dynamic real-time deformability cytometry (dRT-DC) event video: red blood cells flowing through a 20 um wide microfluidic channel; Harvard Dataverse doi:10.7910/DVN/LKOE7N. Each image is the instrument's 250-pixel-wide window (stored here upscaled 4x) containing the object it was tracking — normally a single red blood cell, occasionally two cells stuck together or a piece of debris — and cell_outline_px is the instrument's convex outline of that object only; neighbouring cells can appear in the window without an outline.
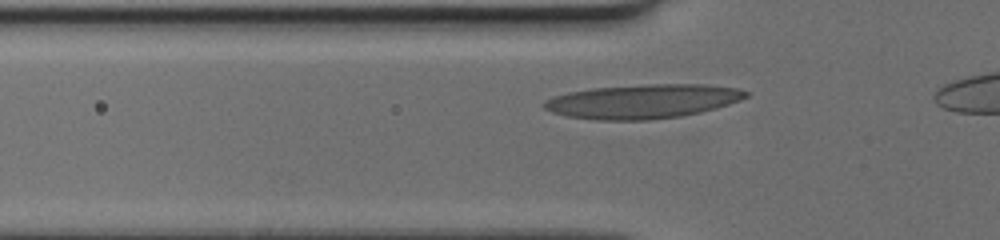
{"species": "human", "species_latin": "Homo sapiens", "temperature_condition": "cold", "stored_images_in_passage": 28, "camera_frame_rate_fps": 3000, "um_per_image_px": 0.085, "donor": {"sex": "female"}, "frame": {"image": 1, "passage_image": 3, "time_ms": 0.667, "image_size_px": [1000, 240], "cell_outline_px": [[748, 96], [740, 100], [716, 108], [700, 112], [680, 116], [648, 120], [596, 120], [568, 116], [552, 112], [544, 108], [544, 100], [552, 96], [568, 92], [592, 88], [648, 84], [700, 84], [736, 88], [748, 92]], "centroid_in_image_um": [54.6, 8.61], "position_along_channel_um": 71.2, "area_um2": 40.0}}
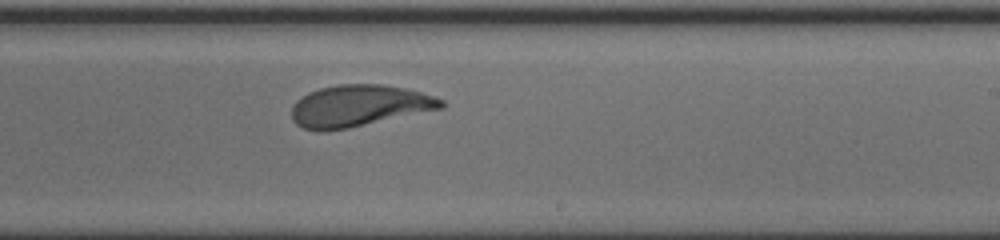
{"frame": {"image": 2, "passage_image": 17, "time_ms": 5.333, "image_size_px": [1000, 240], "cell_outline_px": [[444, 108], [348, 128], [320, 132], [316, 132], [304, 128], [296, 124], [292, 120], [292, 104], [296, 100], [308, 92], [320, 88], [336, 84], [384, 84], [404, 88], [420, 92], [444, 100]], "centroid_in_image_um": [30.48, 9.0], "position_along_channel_um": 258.5, "area_um2": 36.41}}
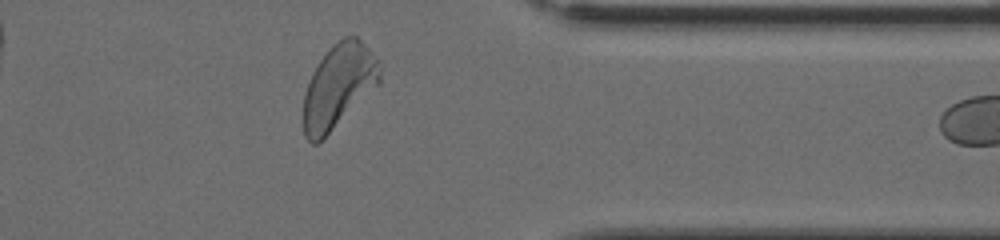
{"frame": {"image": 3, "passage_image": 27, "time_ms": 8.667, "image_size_px": [1000, 240], "cell_outline_px": [[380, 84], [316, 144], [312, 144], [304, 136], [304, 92], [312, 72], [316, 64], [332, 44], [344, 36], [356, 36], [380, 60]], "centroid_in_image_um": [28.78, 7.28], "position_along_channel_um": 382.6, "area_um2": 37.11}}